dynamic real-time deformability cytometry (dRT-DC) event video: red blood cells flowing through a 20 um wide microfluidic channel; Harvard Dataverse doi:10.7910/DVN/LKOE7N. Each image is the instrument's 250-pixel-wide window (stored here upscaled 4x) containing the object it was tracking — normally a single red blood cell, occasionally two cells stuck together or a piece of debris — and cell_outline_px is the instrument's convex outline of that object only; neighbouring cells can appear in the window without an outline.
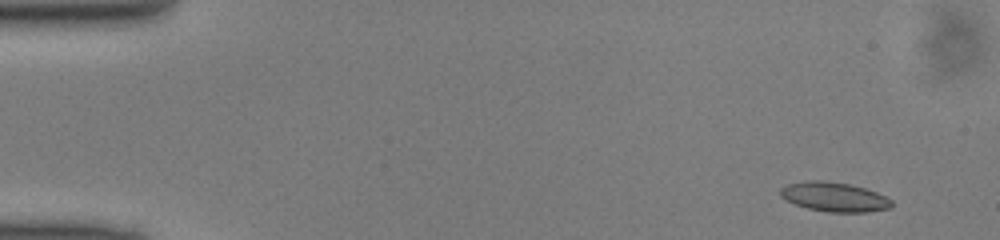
{"species": "common noctule bat (a hibernating species)", "species_latin": "Nyctalus noctula", "temperature_condition": "cold", "stored_images_in_passage": 49, "camera_frame_rate_fps": 3000, "um_per_image_px": 0.085, "animal": {"sex": "male", "body_mass_g": 13.0, "forearm_length_mm": 53.1}, "frame": {"image": 1, "passage_image": 3, "time_ms": 0.667, "image_size_px": [1000, 240], "cell_outline_px": [[892, 208], [868, 212], [828, 212], [808, 208], [796, 204], [780, 196], [780, 188], [788, 184], [804, 180], [820, 180], [852, 184], [876, 192], [892, 200]], "centroid_in_image_um": [70.92, 16.73], "position_along_channel_um": 14.1, "area_um2": 19.07}}
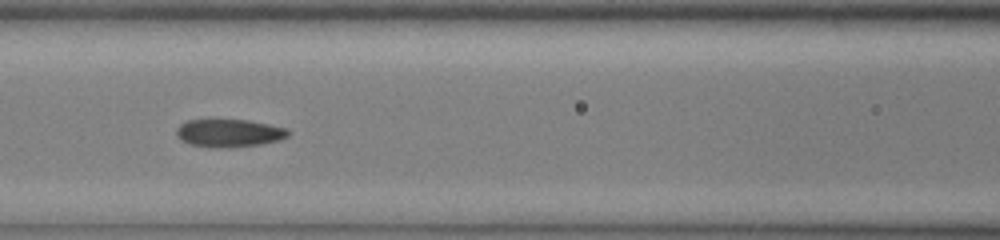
{"frame": {"image": 2, "passage_image": 21, "time_ms": 6.667, "image_size_px": [1000, 240], "cell_outline_px": [[292, 132], [288, 136], [280, 140], [260, 144], [220, 148], [216, 148], [192, 144], [180, 140], [176, 136], [176, 128], [180, 124], [188, 120], [248, 120], [288, 128]], "centroid_in_image_um": [19.49, 11.3], "position_along_channel_um": 147.1, "area_um2": 18.15}}
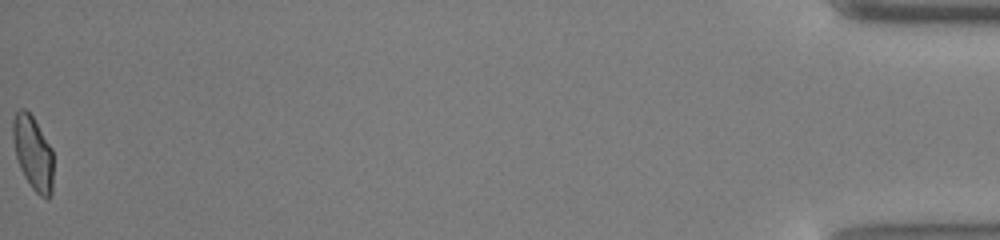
{"frame": {"image": 3, "passage_image": 49, "time_ms": 16.0, "image_size_px": [1000, 240], "cell_outline_px": [[52, 192], [48, 200], [40, 196], [32, 188], [24, 176], [20, 168], [16, 156], [12, 136], [12, 120], [16, 112], [20, 108], [24, 108], [32, 116], [52, 148]], "centroid_in_image_um": [2.79, 13.0], "position_along_channel_um": 432.4, "area_um2": 17.4}}